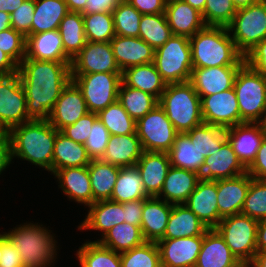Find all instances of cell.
<instances>
[{
	"instance_id": "69",
	"label": "cell",
	"mask_w": 266,
	"mask_h": 267,
	"mask_svg": "<svg viewBox=\"0 0 266 267\" xmlns=\"http://www.w3.org/2000/svg\"><path fill=\"white\" fill-rule=\"evenodd\" d=\"M259 0H232L234 6L239 9V8H243V7H248L251 4H254L256 2H258Z\"/></svg>"
},
{
	"instance_id": "63",
	"label": "cell",
	"mask_w": 266,
	"mask_h": 267,
	"mask_svg": "<svg viewBox=\"0 0 266 267\" xmlns=\"http://www.w3.org/2000/svg\"><path fill=\"white\" fill-rule=\"evenodd\" d=\"M256 246L257 252H266V217L258 221Z\"/></svg>"
},
{
	"instance_id": "46",
	"label": "cell",
	"mask_w": 266,
	"mask_h": 267,
	"mask_svg": "<svg viewBox=\"0 0 266 267\" xmlns=\"http://www.w3.org/2000/svg\"><path fill=\"white\" fill-rule=\"evenodd\" d=\"M83 20L89 42H110L116 35L112 12L83 14Z\"/></svg>"
},
{
	"instance_id": "39",
	"label": "cell",
	"mask_w": 266,
	"mask_h": 267,
	"mask_svg": "<svg viewBox=\"0 0 266 267\" xmlns=\"http://www.w3.org/2000/svg\"><path fill=\"white\" fill-rule=\"evenodd\" d=\"M102 236L98 242L117 253L129 251L146 242L141 227L126 222L115 225Z\"/></svg>"
},
{
	"instance_id": "4",
	"label": "cell",
	"mask_w": 266,
	"mask_h": 267,
	"mask_svg": "<svg viewBox=\"0 0 266 267\" xmlns=\"http://www.w3.org/2000/svg\"><path fill=\"white\" fill-rule=\"evenodd\" d=\"M159 105L179 133H186L204 123L201 98L190 82L166 84Z\"/></svg>"
},
{
	"instance_id": "60",
	"label": "cell",
	"mask_w": 266,
	"mask_h": 267,
	"mask_svg": "<svg viewBox=\"0 0 266 267\" xmlns=\"http://www.w3.org/2000/svg\"><path fill=\"white\" fill-rule=\"evenodd\" d=\"M121 0H87L82 14L112 12Z\"/></svg>"
},
{
	"instance_id": "22",
	"label": "cell",
	"mask_w": 266,
	"mask_h": 267,
	"mask_svg": "<svg viewBox=\"0 0 266 267\" xmlns=\"http://www.w3.org/2000/svg\"><path fill=\"white\" fill-rule=\"evenodd\" d=\"M246 172L247 169L239 161L227 140L219 151L216 150L212 153V156L205 158L200 179L215 181L233 178Z\"/></svg>"
},
{
	"instance_id": "56",
	"label": "cell",
	"mask_w": 266,
	"mask_h": 267,
	"mask_svg": "<svg viewBox=\"0 0 266 267\" xmlns=\"http://www.w3.org/2000/svg\"><path fill=\"white\" fill-rule=\"evenodd\" d=\"M0 267H24L21 261V255L14 247L11 241L2 234V256L0 258Z\"/></svg>"
},
{
	"instance_id": "19",
	"label": "cell",
	"mask_w": 266,
	"mask_h": 267,
	"mask_svg": "<svg viewBox=\"0 0 266 267\" xmlns=\"http://www.w3.org/2000/svg\"><path fill=\"white\" fill-rule=\"evenodd\" d=\"M184 204L209 229H214L222 219L217 206V180L200 179Z\"/></svg>"
},
{
	"instance_id": "12",
	"label": "cell",
	"mask_w": 266,
	"mask_h": 267,
	"mask_svg": "<svg viewBox=\"0 0 266 267\" xmlns=\"http://www.w3.org/2000/svg\"><path fill=\"white\" fill-rule=\"evenodd\" d=\"M30 120L18 73L0 76V126L9 132L13 127Z\"/></svg>"
},
{
	"instance_id": "17",
	"label": "cell",
	"mask_w": 266,
	"mask_h": 267,
	"mask_svg": "<svg viewBox=\"0 0 266 267\" xmlns=\"http://www.w3.org/2000/svg\"><path fill=\"white\" fill-rule=\"evenodd\" d=\"M264 135L259 123L244 122L226 129L227 140L246 169L255 160Z\"/></svg>"
},
{
	"instance_id": "72",
	"label": "cell",
	"mask_w": 266,
	"mask_h": 267,
	"mask_svg": "<svg viewBox=\"0 0 266 267\" xmlns=\"http://www.w3.org/2000/svg\"><path fill=\"white\" fill-rule=\"evenodd\" d=\"M2 256V234H0V258Z\"/></svg>"
},
{
	"instance_id": "7",
	"label": "cell",
	"mask_w": 266,
	"mask_h": 267,
	"mask_svg": "<svg viewBox=\"0 0 266 267\" xmlns=\"http://www.w3.org/2000/svg\"><path fill=\"white\" fill-rule=\"evenodd\" d=\"M233 89L238 100L240 124L258 123L266 107V77L244 63L236 74Z\"/></svg>"
},
{
	"instance_id": "34",
	"label": "cell",
	"mask_w": 266,
	"mask_h": 267,
	"mask_svg": "<svg viewBox=\"0 0 266 267\" xmlns=\"http://www.w3.org/2000/svg\"><path fill=\"white\" fill-rule=\"evenodd\" d=\"M122 82L126 86L150 93L158 100L166 87L153 62L125 69L122 72Z\"/></svg>"
},
{
	"instance_id": "64",
	"label": "cell",
	"mask_w": 266,
	"mask_h": 267,
	"mask_svg": "<svg viewBox=\"0 0 266 267\" xmlns=\"http://www.w3.org/2000/svg\"><path fill=\"white\" fill-rule=\"evenodd\" d=\"M24 0H0V11L11 14L18 9Z\"/></svg>"
},
{
	"instance_id": "9",
	"label": "cell",
	"mask_w": 266,
	"mask_h": 267,
	"mask_svg": "<svg viewBox=\"0 0 266 267\" xmlns=\"http://www.w3.org/2000/svg\"><path fill=\"white\" fill-rule=\"evenodd\" d=\"M233 33L237 49L245 55L256 44L266 39V0H259L248 7L237 9L232 22L227 26Z\"/></svg>"
},
{
	"instance_id": "40",
	"label": "cell",
	"mask_w": 266,
	"mask_h": 267,
	"mask_svg": "<svg viewBox=\"0 0 266 267\" xmlns=\"http://www.w3.org/2000/svg\"><path fill=\"white\" fill-rule=\"evenodd\" d=\"M65 53L74 58L87 42L81 12H68L58 27Z\"/></svg>"
},
{
	"instance_id": "61",
	"label": "cell",
	"mask_w": 266,
	"mask_h": 267,
	"mask_svg": "<svg viewBox=\"0 0 266 267\" xmlns=\"http://www.w3.org/2000/svg\"><path fill=\"white\" fill-rule=\"evenodd\" d=\"M12 161L11 139L9 132L0 135V174Z\"/></svg>"
},
{
	"instance_id": "44",
	"label": "cell",
	"mask_w": 266,
	"mask_h": 267,
	"mask_svg": "<svg viewBox=\"0 0 266 267\" xmlns=\"http://www.w3.org/2000/svg\"><path fill=\"white\" fill-rule=\"evenodd\" d=\"M81 267H121L120 253L98 241L86 242L77 251Z\"/></svg>"
},
{
	"instance_id": "24",
	"label": "cell",
	"mask_w": 266,
	"mask_h": 267,
	"mask_svg": "<svg viewBox=\"0 0 266 267\" xmlns=\"http://www.w3.org/2000/svg\"><path fill=\"white\" fill-rule=\"evenodd\" d=\"M136 166L141 174L146 193L150 197H157L171 167L168 153L144 151Z\"/></svg>"
},
{
	"instance_id": "33",
	"label": "cell",
	"mask_w": 266,
	"mask_h": 267,
	"mask_svg": "<svg viewBox=\"0 0 266 267\" xmlns=\"http://www.w3.org/2000/svg\"><path fill=\"white\" fill-rule=\"evenodd\" d=\"M90 162L84 144L74 142L60 131L57 132L53 150V174L63 168L88 166Z\"/></svg>"
},
{
	"instance_id": "6",
	"label": "cell",
	"mask_w": 266,
	"mask_h": 267,
	"mask_svg": "<svg viewBox=\"0 0 266 267\" xmlns=\"http://www.w3.org/2000/svg\"><path fill=\"white\" fill-rule=\"evenodd\" d=\"M153 63L166 84L189 82L193 69L189 38L172 35L155 50Z\"/></svg>"
},
{
	"instance_id": "54",
	"label": "cell",
	"mask_w": 266,
	"mask_h": 267,
	"mask_svg": "<svg viewBox=\"0 0 266 267\" xmlns=\"http://www.w3.org/2000/svg\"><path fill=\"white\" fill-rule=\"evenodd\" d=\"M97 118V113L88 112L74 124L62 128L60 132L74 142L85 144L89 137L90 129Z\"/></svg>"
},
{
	"instance_id": "58",
	"label": "cell",
	"mask_w": 266,
	"mask_h": 267,
	"mask_svg": "<svg viewBox=\"0 0 266 267\" xmlns=\"http://www.w3.org/2000/svg\"><path fill=\"white\" fill-rule=\"evenodd\" d=\"M145 199L124 202V221L141 227L142 211Z\"/></svg>"
},
{
	"instance_id": "30",
	"label": "cell",
	"mask_w": 266,
	"mask_h": 267,
	"mask_svg": "<svg viewBox=\"0 0 266 267\" xmlns=\"http://www.w3.org/2000/svg\"><path fill=\"white\" fill-rule=\"evenodd\" d=\"M199 180V174L171 166L157 197L164 196L163 200L173 205L184 204Z\"/></svg>"
},
{
	"instance_id": "13",
	"label": "cell",
	"mask_w": 266,
	"mask_h": 267,
	"mask_svg": "<svg viewBox=\"0 0 266 267\" xmlns=\"http://www.w3.org/2000/svg\"><path fill=\"white\" fill-rule=\"evenodd\" d=\"M71 74L122 73L110 42H89L72 58Z\"/></svg>"
},
{
	"instance_id": "62",
	"label": "cell",
	"mask_w": 266,
	"mask_h": 267,
	"mask_svg": "<svg viewBox=\"0 0 266 267\" xmlns=\"http://www.w3.org/2000/svg\"><path fill=\"white\" fill-rule=\"evenodd\" d=\"M18 72V65L0 49V76H8Z\"/></svg>"
},
{
	"instance_id": "14",
	"label": "cell",
	"mask_w": 266,
	"mask_h": 267,
	"mask_svg": "<svg viewBox=\"0 0 266 267\" xmlns=\"http://www.w3.org/2000/svg\"><path fill=\"white\" fill-rule=\"evenodd\" d=\"M202 117L206 124L223 129L240 124V112L233 88L201 98Z\"/></svg>"
},
{
	"instance_id": "1",
	"label": "cell",
	"mask_w": 266,
	"mask_h": 267,
	"mask_svg": "<svg viewBox=\"0 0 266 267\" xmlns=\"http://www.w3.org/2000/svg\"><path fill=\"white\" fill-rule=\"evenodd\" d=\"M71 62H55L24 58L18 75L27 99L31 120H48L63 89L72 80Z\"/></svg>"
},
{
	"instance_id": "67",
	"label": "cell",
	"mask_w": 266,
	"mask_h": 267,
	"mask_svg": "<svg viewBox=\"0 0 266 267\" xmlns=\"http://www.w3.org/2000/svg\"><path fill=\"white\" fill-rule=\"evenodd\" d=\"M252 263L257 267H266V252H256Z\"/></svg>"
},
{
	"instance_id": "55",
	"label": "cell",
	"mask_w": 266,
	"mask_h": 267,
	"mask_svg": "<svg viewBox=\"0 0 266 267\" xmlns=\"http://www.w3.org/2000/svg\"><path fill=\"white\" fill-rule=\"evenodd\" d=\"M245 63L266 77V39L256 44L244 55Z\"/></svg>"
},
{
	"instance_id": "38",
	"label": "cell",
	"mask_w": 266,
	"mask_h": 267,
	"mask_svg": "<svg viewBox=\"0 0 266 267\" xmlns=\"http://www.w3.org/2000/svg\"><path fill=\"white\" fill-rule=\"evenodd\" d=\"M167 153L171 166L201 174L205 158L192 144L187 133H178Z\"/></svg>"
},
{
	"instance_id": "45",
	"label": "cell",
	"mask_w": 266,
	"mask_h": 267,
	"mask_svg": "<svg viewBox=\"0 0 266 267\" xmlns=\"http://www.w3.org/2000/svg\"><path fill=\"white\" fill-rule=\"evenodd\" d=\"M97 115L110 135H128L136 132V121L124 110L118 100L99 111Z\"/></svg>"
},
{
	"instance_id": "47",
	"label": "cell",
	"mask_w": 266,
	"mask_h": 267,
	"mask_svg": "<svg viewBox=\"0 0 266 267\" xmlns=\"http://www.w3.org/2000/svg\"><path fill=\"white\" fill-rule=\"evenodd\" d=\"M116 35L139 37L142 14L127 0H121L112 11Z\"/></svg>"
},
{
	"instance_id": "52",
	"label": "cell",
	"mask_w": 266,
	"mask_h": 267,
	"mask_svg": "<svg viewBox=\"0 0 266 267\" xmlns=\"http://www.w3.org/2000/svg\"><path fill=\"white\" fill-rule=\"evenodd\" d=\"M110 138L108 129L97 118L90 129L89 137L86 141L85 148L88 156L93 159H101L105 153L106 146Z\"/></svg>"
},
{
	"instance_id": "36",
	"label": "cell",
	"mask_w": 266,
	"mask_h": 267,
	"mask_svg": "<svg viewBox=\"0 0 266 267\" xmlns=\"http://www.w3.org/2000/svg\"><path fill=\"white\" fill-rule=\"evenodd\" d=\"M69 12L64 0H35L31 35L56 30Z\"/></svg>"
},
{
	"instance_id": "43",
	"label": "cell",
	"mask_w": 266,
	"mask_h": 267,
	"mask_svg": "<svg viewBox=\"0 0 266 267\" xmlns=\"http://www.w3.org/2000/svg\"><path fill=\"white\" fill-rule=\"evenodd\" d=\"M173 35L165 13L142 14L139 23V37L155 50L163 46Z\"/></svg>"
},
{
	"instance_id": "50",
	"label": "cell",
	"mask_w": 266,
	"mask_h": 267,
	"mask_svg": "<svg viewBox=\"0 0 266 267\" xmlns=\"http://www.w3.org/2000/svg\"><path fill=\"white\" fill-rule=\"evenodd\" d=\"M237 12L232 0H206L201 13L206 26L227 27Z\"/></svg>"
},
{
	"instance_id": "25",
	"label": "cell",
	"mask_w": 266,
	"mask_h": 267,
	"mask_svg": "<svg viewBox=\"0 0 266 267\" xmlns=\"http://www.w3.org/2000/svg\"><path fill=\"white\" fill-rule=\"evenodd\" d=\"M239 260L215 229L203 235V242L194 267H239Z\"/></svg>"
},
{
	"instance_id": "65",
	"label": "cell",
	"mask_w": 266,
	"mask_h": 267,
	"mask_svg": "<svg viewBox=\"0 0 266 267\" xmlns=\"http://www.w3.org/2000/svg\"><path fill=\"white\" fill-rule=\"evenodd\" d=\"M67 4L69 12H83L87 0H64Z\"/></svg>"
},
{
	"instance_id": "18",
	"label": "cell",
	"mask_w": 266,
	"mask_h": 267,
	"mask_svg": "<svg viewBox=\"0 0 266 267\" xmlns=\"http://www.w3.org/2000/svg\"><path fill=\"white\" fill-rule=\"evenodd\" d=\"M241 66H219L193 68L190 83L197 94L203 96L218 94L233 88L236 74Z\"/></svg>"
},
{
	"instance_id": "57",
	"label": "cell",
	"mask_w": 266,
	"mask_h": 267,
	"mask_svg": "<svg viewBox=\"0 0 266 267\" xmlns=\"http://www.w3.org/2000/svg\"><path fill=\"white\" fill-rule=\"evenodd\" d=\"M247 173L254 179L266 180V134L262 139L255 160L247 168Z\"/></svg>"
},
{
	"instance_id": "20",
	"label": "cell",
	"mask_w": 266,
	"mask_h": 267,
	"mask_svg": "<svg viewBox=\"0 0 266 267\" xmlns=\"http://www.w3.org/2000/svg\"><path fill=\"white\" fill-rule=\"evenodd\" d=\"M251 181L247 172L217 180V206L221 218L241 213Z\"/></svg>"
},
{
	"instance_id": "11",
	"label": "cell",
	"mask_w": 266,
	"mask_h": 267,
	"mask_svg": "<svg viewBox=\"0 0 266 267\" xmlns=\"http://www.w3.org/2000/svg\"><path fill=\"white\" fill-rule=\"evenodd\" d=\"M136 133L144 151L168 152L179 132L158 104L136 121Z\"/></svg>"
},
{
	"instance_id": "28",
	"label": "cell",
	"mask_w": 266,
	"mask_h": 267,
	"mask_svg": "<svg viewBox=\"0 0 266 267\" xmlns=\"http://www.w3.org/2000/svg\"><path fill=\"white\" fill-rule=\"evenodd\" d=\"M144 150L137 133L110 135L101 160L119 167L135 166Z\"/></svg>"
},
{
	"instance_id": "21",
	"label": "cell",
	"mask_w": 266,
	"mask_h": 267,
	"mask_svg": "<svg viewBox=\"0 0 266 267\" xmlns=\"http://www.w3.org/2000/svg\"><path fill=\"white\" fill-rule=\"evenodd\" d=\"M110 43L117 65L122 72L127 68L154 61L155 49L140 37L115 35Z\"/></svg>"
},
{
	"instance_id": "31",
	"label": "cell",
	"mask_w": 266,
	"mask_h": 267,
	"mask_svg": "<svg viewBox=\"0 0 266 267\" xmlns=\"http://www.w3.org/2000/svg\"><path fill=\"white\" fill-rule=\"evenodd\" d=\"M209 228L184 204H175L161 239L203 236Z\"/></svg>"
},
{
	"instance_id": "51",
	"label": "cell",
	"mask_w": 266,
	"mask_h": 267,
	"mask_svg": "<svg viewBox=\"0 0 266 267\" xmlns=\"http://www.w3.org/2000/svg\"><path fill=\"white\" fill-rule=\"evenodd\" d=\"M0 49L19 65L26 57V37L12 27L1 31Z\"/></svg>"
},
{
	"instance_id": "8",
	"label": "cell",
	"mask_w": 266,
	"mask_h": 267,
	"mask_svg": "<svg viewBox=\"0 0 266 267\" xmlns=\"http://www.w3.org/2000/svg\"><path fill=\"white\" fill-rule=\"evenodd\" d=\"M258 221L242 213L222 218L214 228L224 239L232 254L242 262H252L257 252Z\"/></svg>"
},
{
	"instance_id": "5",
	"label": "cell",
	"mask_w": 266,
	"mask_h": 267,
	"mask_svg": "<svg viewBox=\"0 0 266 267\" xmlns=\"http://www.w3.org/2000/svg\"><path fill=\"white\" fill-rule=\"evenodd\" d=\"M48 231L40 225L30 223L5 232L6 237L21 255L24 267H47L53 262L56 241Z\"/></svg>"
},
{
	"instance_id": "71",
	"label": "cell",
	"mask_w": 266,
	"mask_h": 267,
	"mask_svg": "<svg viewBox=\"0 0 266 267\" xmlns=\"http://www.w3.org/2000/svg\"><path fill=\"white\" fill-rule=\"evenodd\" d=\"M239 267H257L252 262H242L240 263Z\"/></svg>"
},
{
	"instance_id": "35",
	"label": "cell",
	"mask_w": 266,
	"mask_h": 267,
	"mask_svg": "<svg viewBox=\"0 0 266 267\" xmlns=\"http://www.w3.org/2000/svg\"><path fill=\"white\" fill-rule=\"evenodd\" d=\"M121 167L93 159L88 165V173L93 193V203L110 200Z\"/></svg>"
},
{
	"instance_id": "37",
	"label": "cell",
	"mask_w": 266,
	"mask_h": 267,
	"mask_svg": "<svg viewBox=\"0 0 266 267\" xmlns=\"http://www.w3.org/2000/svg\"><path fill=\"white\" fill-rule=\"evenodd\" d=\"M150 197L145 189L137 166L121 167L116 179L111 201L124 203Z\"/></svg>"
},
{
	"instance_id": "42",
	"label": "cell",
	"mask_w": 266,
	"mask_h": 267,
	"mask_svg": "<svg viewBox=\"0 0 266 267\" xmlns=\"http://www.w3.org/2000/svg\"><path fill=\"white\" fill-rule=\"evenodd\" d=\"M186 133L204 158L212 156L216 150L219 151L227 141L226 129L206 123H202Z\"/></svg>"
},
{
	"instance_id": "15",
	"label": "cell",
	"mask_w": 266,
	"mask_h": 267,
	"mask_svg": "<svg viewBox=\"0 0 266 267\" xmlns=\"http://www.w3.org/2000/svg\"><path fill=\"white\" fill-rule=\"evenodd\" d=\"M202 242L203 236L160 239L156 243L161 267H194Z\"/></svg>"
},
{
	"instance_id": "48",
	"label": "cell",
	"mask_w": 266,
	"mask_h": 267,
	"mask_svg": "<svg viewBox=\"0 0 266 267\" xmlns=\"http://www.w3.org/2000/svg\"><path fill=\"white\" fill-rule=\"evenodd\" d=\"M121 267H161L156 242L146 241L129 251L120 253Z\"/></svg>"
},
{
	"instance_id": "3",
	"label": "cell",
	"mask_w": 266,
	"mask_h": 267,
	"mask_svg": "<svg viewBox=\"0 0 266 267\" xmlns=\"http://www.w3.org/2000/svg\"><path fill=\"white\" fill-rule=\"evenodd\" d=\"M193 68L242 66L244 55L224 26H205L189 38Z\"/></svg>"
},
{
	"instance_id": "49",
	"label": "cell",
	"mask_w": 266,
	"mask_h": 267,
	"mask_svg": "<svg viewBox=\"0 0 266 267\" xmlns=\"http://www.w3.org/2000/svg\"><path fill=\"white\" fill-rule=\"evenodd\" d=\"M241 213L257 221L266 217V180L252 178Z\"/></svg>"
},
{
	"instance_id": "53",
	"label": "cell",
	"mask_w": 266,
	"mask_h": 267,
	"mask_svg": "<svg viewBox=\"0 0 266 267\" xmlns=\"http://www.w3.org/2000/svg\"><path fill=\"white\" fill-rule=\"evenodd\" d=\"M35 0H24L21 6L10 14L11 27L24 37L31 35Z\"/></svg>"
},
{
	"instance_id": "41",
	"label": "cell",
	"mask_w": 266,
	"mask_h": 267,
	"mask_svg": "<svg viewBox=\"0 0 266 267\" xmlns=\"http://www.w3.org/2000/svg\"><path fill=\"white\" fill-rule=\"evenodd\" d=\"M118 101L135 121L159 104V100L152 94L126 86L123 82L119 86Z\"/></svg>"
},
{
	"instance_id": "70",
	"label": "cell",
	"mask_w": 266,
	"mask_h": 267,
	"mask_svg": "<svg viewBox=\"0 0 266 267\" xmlns=\"http://www.w3.org/2000/svg\"><path fill=\"white\" fill-rule=\"evenodd\" d=\"M264 116H262L261 120L258 122L262 128V130L265 132L266 134V107L264 109Z\"/></svg>"
},
{
	"instance_id": "23",
	"label": "cell",
	"mask_w": 266,
	"mask_h": 267,
	"mask_svg": "<svg viewBox=\"0 0 266 267\" xmlns=\"http://www.w3.org/2000/svg\"><path fill=\"white\" fill-rule=\"evenodd\" d=\"M165 16L173 35L190 38L206 26L201 12L183 0H168Z\"/></svg>"
},
{
	"instance_id": "68",
	"label": "cell",
	"mask_w": 266,
	"mask_h": 267,
	"mask_svg": "<svg viewBox=\"0 0 266 267\" xmlns=\"http://www.w3.org/2000/svg\"><path fill=\"white\" fill-rule=\"evenodd\" d=\"M188 3L192 8L197 9L199 12H203L205 8L206 0H183Z\"/></svg>"
},
{
	"instance_id": "29",
	"label": "cell",
	"mask_w": 266,
	"mask_h": 267,
	"mask_svg": "<svg viewBox=\"0 0 266 267\" xmlns=\"http://www.w3.org/2000/svg\"><path fill=\"white\" fill-rule=\"evenodd\" d=\"M54 175L59 180L64 194L70 199L88 207L93 204L88 166L63 168L57 170Z\"/></svg>"
},
{
	"instance_id": "27",
	"label": "cell",
	"mask_w": 266,
	"mask_h": 267,
	"mask_svg": "<svg viewBox=\"0 0 266 267\" xmlns=\"http://www.w3.org/2000/svg\"><path fill=\"white\" fill-rule=\"evenodd\" d=\"M172 206L158 197L145 198L141 230L146 241L157 242L164 236Z\"/></svg>"
},
{
	"instance_id": "59",
	"label": "cell",
	"mask_w": 266,
	"mask_h": 267,
	"mask_svg": "<svg viewBox=\"0 0 266 267\" xmlns=\"http://www.w3.org/2000/svg\"><path fill=\"white\" fill-rule=\"evenodd\" d=\"M141 14L165 13L167 0H127Z\"/></svg>"
},
{
	"instance_id": "16",
	"label": "cell",
	"mask_w": 266,
	"mask_h": 267,
	"mask_svg": "<svg viewBox=\"0 0 266 267\" xmlns=\"http://www.w3.org/2000/svg\"><path fill=\"white\" fill-rule=\"evenodd\" d=\"M89 112L78 86L71 80L56 101L48 122L58 131L74 124Z\"/></svg>"
},
{
	"instance_id": "66",
	"label": "cell",
	"mask_w": 266,
	"mask_h": 267,
	"mask_svg": "<svg viewBox=\"0 0 266 267\" xmlns=\"http://www.w3.org/2000/svg\"><path fill=\"white\" fill-rule=\"evenodd\" d=\"M11 28L10 14L0 11V32Z\"/></svg>"
},
{
	"instance_id": "32",
	"label": "cell",
	"mask_w": 266,
	"mask_h": 267,
	"mask_svg": "<svg viewBox=\"0 0 266 267\" xmlns=\"http://www.w3.org/2000/svg\"><path fill=\"white\" fill-rule=\"evenodd\" d=\"M85 220L78 229H94L102 231L104 235L107 231L124 221V203H117L111 200L96 201L89 207Z\"/></svg>"
},
{
	"instance_id": "10",
	"label": "cell",
	"mask_w": 266,
	"mask_h": 267,
	"mask_svg": "<svg viewBox=\"0 0 266 267\" xmlns=\"http://www.w3.org/2000/svg\"><path fill=\"white\" fill-rule=\"evenodd\" d=\"M81 90L89 112L98 113L118 100L122 73L71 74Z\"/></svg>"
},
{
	"instance_id": "73",
	"label": "cell",
	"mask_w": 266,
	"mask_h": 267,
	"mask_svg": "<svg viewBox=\"0 0 266 267\" xmlns=\"http://www.w3.org/2000/svg\"><path fill=\"white\" fill-rule=\"evenodd\" d=\"M4 132V129L0 126V135H2Z\"/></svg>"
},
{
	"instance_id": "26",
	"label": "cell",
	"mask_w": 266,
	"mask_h": 267,
	"mask_svg": "<svg viewBox=\"0 0 266 267\" xmlns=\"http://www.w3.org/2000/svg\"><path fill=\"white\" fill-rule=\"evenodd\" d=\"M26 58L55 62H71L65 53L58 29L29 35L26 38Z\"/></svg>"
},
{
	"instance_id": "2",
	"label": "cell",
	"mask_w": 266,
	"mask_h": 267,
	"mask_svg": "<svg viewBox=\"0 0 266 267\" xmlns=\"http://www.w3.org/2000/svg\"><path fill=\"white\" fill-rule=\"evenodd\" d=\"M58 130L48 120H30L9 131L12 159L22 158L53 173V150Z\"/></svg>"
}]
</instances>
